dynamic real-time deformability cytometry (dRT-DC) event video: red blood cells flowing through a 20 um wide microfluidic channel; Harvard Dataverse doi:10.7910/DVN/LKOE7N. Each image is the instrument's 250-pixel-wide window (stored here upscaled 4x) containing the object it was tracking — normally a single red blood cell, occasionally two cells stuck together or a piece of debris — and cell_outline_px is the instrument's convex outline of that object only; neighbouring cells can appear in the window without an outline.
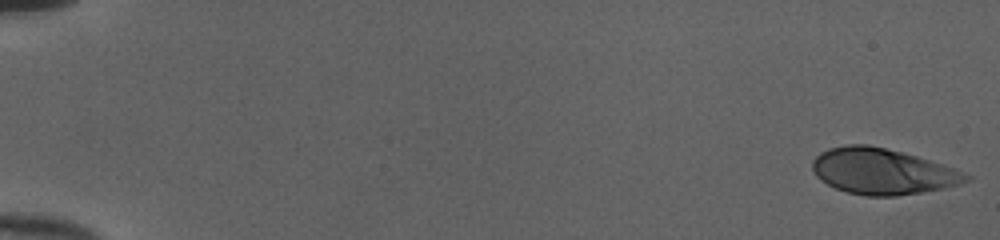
{"species": "human", "species_latin": "Homo sapiens", "temperature_condition": "cold", "stored_images_in_passage": 52, "camera_frame_rate_fps": 3000, "um_per_image_px": 0.085, "donor": {"sex": "female"}, "frame": {"image": 1, "passage_image": 1, "time_ms": 0.0, "image_size_px": [1000, 240], "cell_outline_px": [[972, 176], [968, 180], [944, 188], [896, 196], [868, 196], [848, 192], [836, 188], [820, 180], [816, 176], [812, 168], [812, 160], [820, 152], [828, 148], [844, 144], [868, 144], [916, 156], [952, 168]], "centroid_in_image_um": [74.93, 14.56], "position_along_channel_um": 10.1, "area_um2": 40.63}}
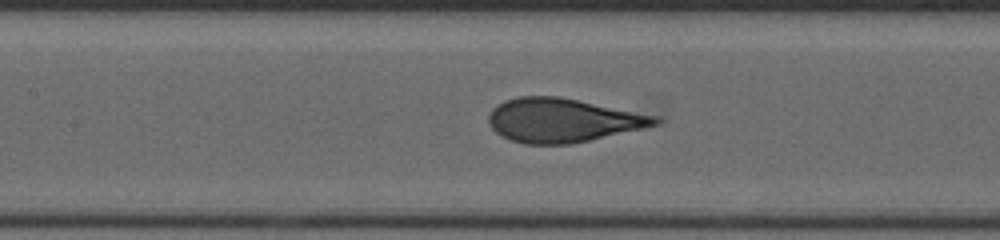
{"frame": {"image": 2, "passage_image": 26, "time_ms": 8.333, "image_size_px": [1000, 240], "cell_outline_px": [[660, 124], [588, 140], [568, 144], [524, 144], [512, 140], [496, 132], [488, 124], [488, 116], [492, 108], [504, 100], [520, 96], [560, 96], [660, 116]], "centroid_in_image_um": [47.82, 10.2], "position_along_channel_um": 159.6, "area_um2": 42.48}}
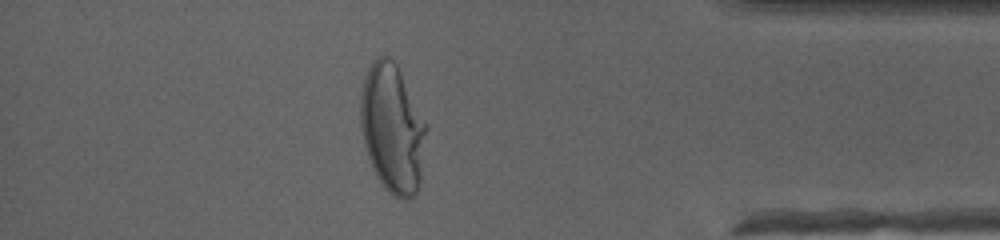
{"frame": {"image": 3, "passage_image": 46, "time_ms": 15.0, "image_size_px": [1000, 240], "cell_outline_px": [[428, 128], [420, 180], [416, 196], [412, 200], [400, 200], [388, 192], [384, 188], [376, 176], [372, 168], [364, 144], [360, 128], [360, 96], [364, 76], [368, 68], [376, 56], [388, 56], [396, 64], [428, 124]], "centroid_in_image_um": [33.36, 10.95], "position_along_channel_um": 401.8, "area_um2": 50.11}, "authors_computed_cell_mechanics": {"area_um2": 41.3559, "velocity_mm_per_s": 4.0175, "shape_relaxation_time_tau1_ms": 8.4491, "shape_relaxation_time_tau2_ms": null, "deformation_change_tau1": 0.2958, "deformation_change_tau2": null}}